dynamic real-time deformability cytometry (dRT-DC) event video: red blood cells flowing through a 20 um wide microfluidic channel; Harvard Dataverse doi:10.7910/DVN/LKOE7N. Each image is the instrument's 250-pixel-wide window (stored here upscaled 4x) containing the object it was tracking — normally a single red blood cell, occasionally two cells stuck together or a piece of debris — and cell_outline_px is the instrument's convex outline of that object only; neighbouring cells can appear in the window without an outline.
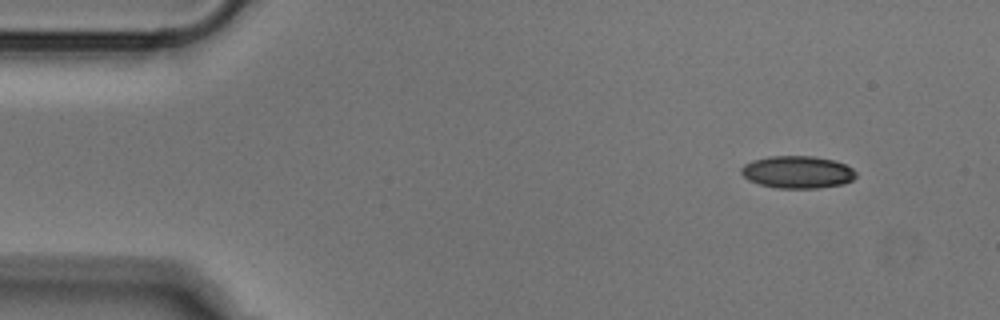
{"species": "Egyptian fruit bat (a non-hibernating species)", "species_latin": "Rousettus aegyptiacus", "temperature_condition": "cold", "stored_images_in_passage": 47, "camera_frame_rate_fps": 3000, "um_per_image_px": 0.085, "animal": {"sex": "male"}, "frame": {"image": 1, "passage_image": 1, "time_ms": 0.0, "image_size_px": [1000, 320], "cell_outline_px": [[856, 176], [852, 180], [844, 184], [816, 188], [776, 188], [760, 184], [748, 180], [740, 172], [740, 168], [744, 164], [752, 160], [768, 156], [812, 156], [836, 160], [852, 168], [856, 172]], "centroid_in_image_um": [67.78, 14.62], "position_along_channel_um": 17.2, "area_um2": 21.79}}
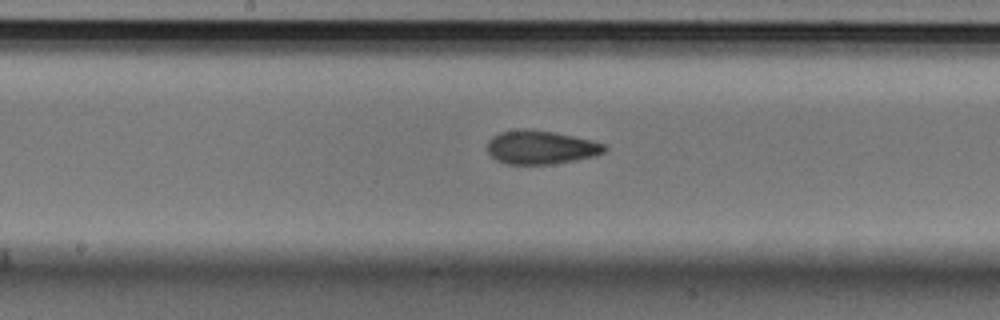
{"frame": {"image": 2, "passage_image": 22, "time_ms": 7.0, "image_size_px": [1000, 320], "cell_outline_px": [[608, 148], [604, 152], [596, 156], [576, 160], [552, 164], [508, 164], [496, 160], [488, 152], [488, 140], [492, 136], [500, 132], [520, 128], [552, 132], [592, 140], [604, 144]], "centroid_in_image_um": [45.97, 12.53], "position_along_channel_um": 202.2, "area_um2": 22.95}}
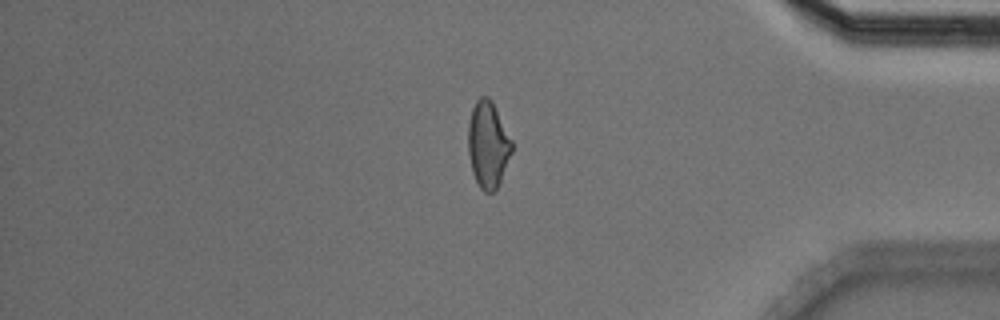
{"frame": {"image": 3, "passage_image": 39, "time_ms": 12.667, "image_size_px": [1000, 320], "cell_outline_px": [[512, 152], [500, 180], [496, 188], [492, 192], [484, 192], [480, 188], [472, 172], [468, 152], [468, 124], [472, 108], [476, 100], [480, 96], [488, 96], [492, 100], [512, 140]], "centroid_in_image_um": [41.47, 12.26], "position_along_channel_um": 393.7, "area_um2": 21.96}}